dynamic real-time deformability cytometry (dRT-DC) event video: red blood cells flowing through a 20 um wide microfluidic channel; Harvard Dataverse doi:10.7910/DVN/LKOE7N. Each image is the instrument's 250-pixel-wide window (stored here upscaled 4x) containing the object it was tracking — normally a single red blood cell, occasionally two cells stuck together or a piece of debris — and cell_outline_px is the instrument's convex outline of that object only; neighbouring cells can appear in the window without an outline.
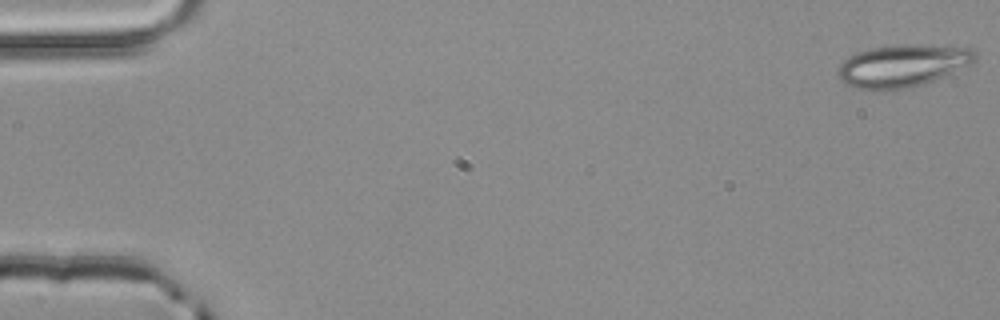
{"species": "common noctule bat (a hibernating species)", "species_latin": "Nyctalus noctula", "temperature_condition": "room temperature", "stored_images_in_passage": 4, "camera_frame_rate_fps": 3000, "um_per_image_px": 0.085, "animal": {"sex": "male", "body_mass_g": 20.4}, "frame": {"image": 1, "passage_image": 1, "time_ms": 0.0, "image_size_px": [1000, 320], "cell_outline_px": [[976, 60], [972, 64], [932, 80], [920, 84], [904, 88], [856, 88], [840, 80], [836, 76], [836, 72], [840, 64], [848, 56], [856, 52], [872, 48], [896, 44], [916, 44], [972, 48], [976, 56]], "centroid_in_image_um": [76.7, 5.54], "position_along_channel_um": 8.3, "area_um2": 33.35}}